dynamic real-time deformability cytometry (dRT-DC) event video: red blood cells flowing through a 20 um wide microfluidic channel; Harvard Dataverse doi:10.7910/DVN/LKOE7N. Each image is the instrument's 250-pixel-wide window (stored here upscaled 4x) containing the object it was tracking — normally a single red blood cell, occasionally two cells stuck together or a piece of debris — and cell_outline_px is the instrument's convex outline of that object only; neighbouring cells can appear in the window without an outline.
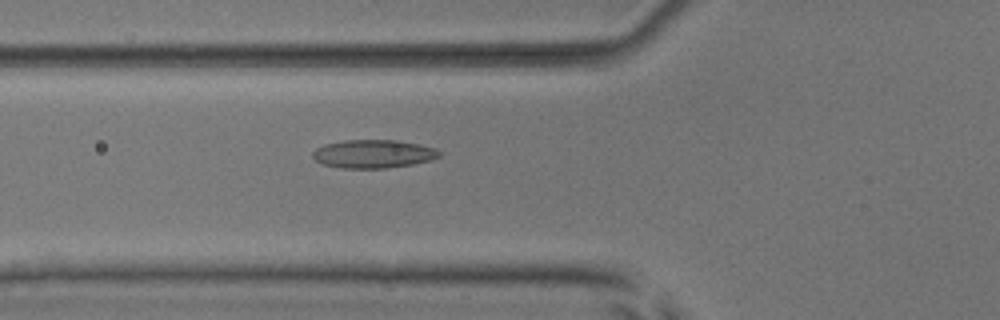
{"species": "common noctule bat (a hibernating species)", "species_latin": "Nyctalus noctula", "temperature_condition": "room temperature", "stored_images_in_passage": 50, "camera_frame_rate_fps": 3000, "um_per_image_px": 0.085, "animal": {"sex": "male", "body_mass_g": 17.9, "forearm_length_mm": 54.2}, "frame": {"image": 1, "passage_image": 17, "time_ms": 5.333, "image_size_px": [1000, 320], "cell_outline_px": [[440, 156], [432, 160], [412, 164], [388, 168], [340, 168], [320, 164], [312, 156], [312, 152], [316, 148], [324, 144], [344, 140], [396, 140], [420, 144], [436, 148], [440, 152]], "centroid_in_image_um": [31.72, 13.08], "position_along_channel_um": 94.1, "area_um2": 21.1}}
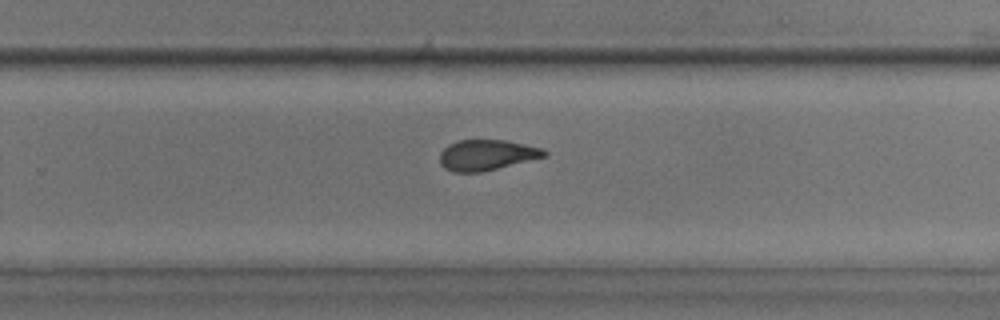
{"frame": {"image": 2, "passage_image": 32, "time_ms": 10.333, "image_size_px": [1000, 320], "cell_outline_px": [[548, 156], [480, 172], [452, 172], [444, 168], [440, 164], [440, 152], [448, 144], [456, 140], [504, 140], [524, 144], [540, 148], [548, 152]], "centroid_in_image_um": [41.34, 13.17], "position_along_channel_um": 288.5, "area_um2": 18.61}}
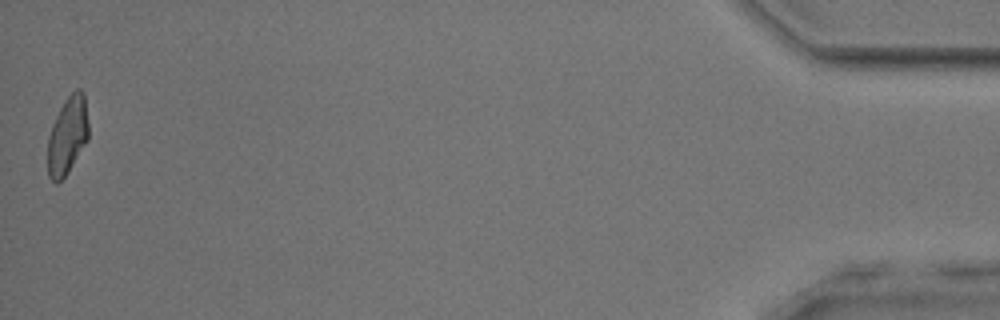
{"frame": {"image": 3, "passage_image": 50, "time_ms": 16.333, "image_size_px": [1000, 320], "cell_outline_px": [[88, 140], [68, 172], [56, 184], [48, 176], [48, 136], [52, 124], [60, 108], [68, 96], [76, 88], [80, 88], [84, 92], [88, 124]], "centroid_in_image_um": [5.74, 11.51], "position_along_channel_um": 429.5, "area_um2": 18.44}, "authors_computed_cell_mechanics": {"area_um2": 19.4786, "velocity_mm_per_s": 3.8984, "shape_relaxation_time_tau1_ms": 5.9583, "shape_relaxation_time_tau2_ms": 2.5814, "deformation_change_tau1": 0.1452, "deformation_change_tau2": 0.0993}}